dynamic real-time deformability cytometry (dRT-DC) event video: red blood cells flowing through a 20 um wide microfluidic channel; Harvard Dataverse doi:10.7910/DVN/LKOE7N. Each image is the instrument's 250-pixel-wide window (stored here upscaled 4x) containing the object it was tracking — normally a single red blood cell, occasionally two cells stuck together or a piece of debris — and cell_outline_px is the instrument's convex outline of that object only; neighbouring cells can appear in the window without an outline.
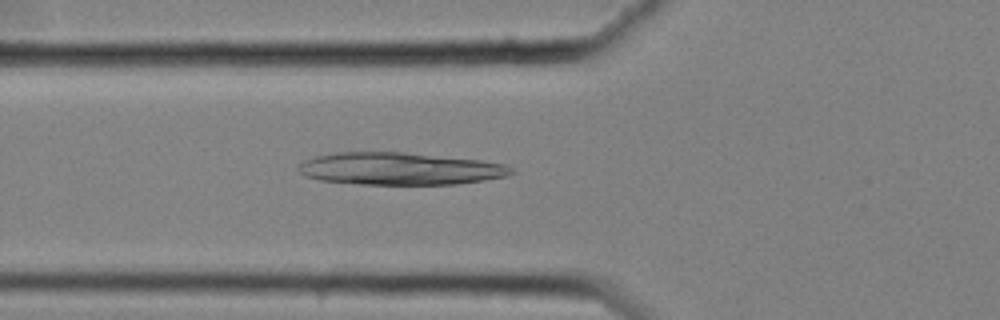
{"species": "common noctule bat (a hibernating species)", "species_latin": "Nyctalus noctula", "temperature_condition": "cold", "stored_images_in_passage": 40, "camera_frame_rate_fps": 3000, "um_per_image_px": 0.085, "animal": {"sex": "female", "body_mass_g": 25.1}, "frame": {"image": 1, "passage_image": 4, "time_ms": 1.0, "image_size_px": [1000, 320], "cell_outline_px": [[516, 172], [508, 176], [484, 180], [456, 184], [360, 184], [320, 180], [304, 176], [296, 168], [304, 160], [316, 156], [336, 152], [404, 152], [480, 160], [508, 164]], "centroid_in_image_um": [34.0, 14.34], "position_along_channel_um": 91.8, "area_um2": 40.23}}
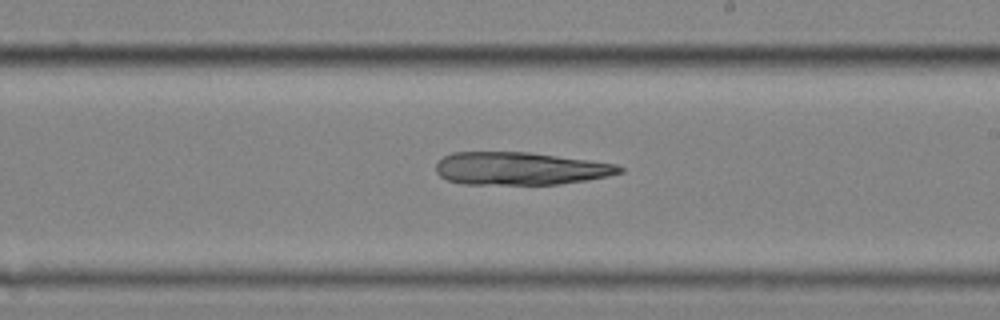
{"frame": {"image": 2, "passage_image": 17, "time_ms": 5.333, "image_size_px": [1000, 320], "cell_outline_px": [[624, 172], [608, 176], [560, 184], [464, 184], [448, 180], [440, 176], [436, 172], [436, 164], [444, 156], [452, 152], [528, 152], [588, 160], [616, 164], [624, 168]], "centroid_in_image_um": [44.21, 14.32], "position_along_channel_um": 244.8, "area_um2": 34.91}}
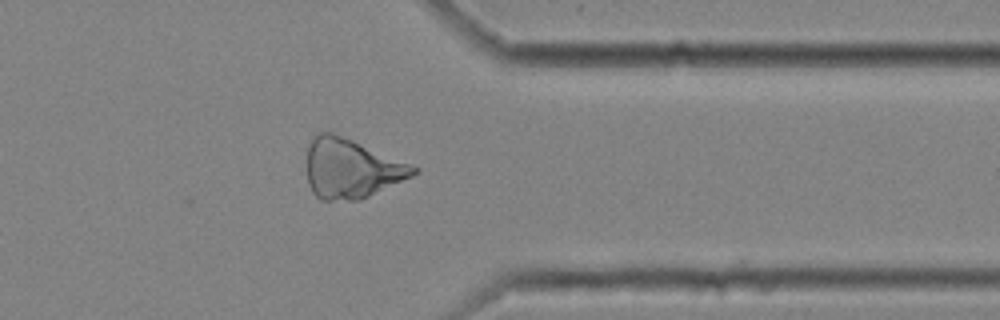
{"frame": {"image": 3, "passage_image": 29, "time_ms": 9.333, "image_size_px": [1000, 320], "cell_outline_px": [[420, 168], [412, 176], [360, 200], [324, 200], [316, 196], [312, 192], [308, 184], [308, 144], [312, 136], [320, 132], [332, 132], [412, 164]], "centroid_in_image_um": [29.85, 14.32], "position_along_channel_um": 381.6, "area_um2": 36.7}}